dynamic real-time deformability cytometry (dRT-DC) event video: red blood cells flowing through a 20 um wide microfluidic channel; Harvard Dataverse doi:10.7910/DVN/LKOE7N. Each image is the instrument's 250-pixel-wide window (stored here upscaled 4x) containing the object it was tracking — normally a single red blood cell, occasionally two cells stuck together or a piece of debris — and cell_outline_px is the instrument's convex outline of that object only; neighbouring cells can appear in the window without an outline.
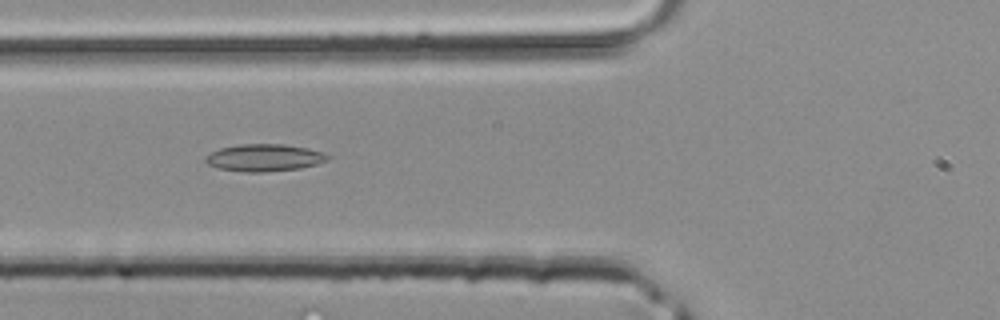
{"species": "common noctule bat (a hibernating species)", "species_latin": "Nyctalus noctula", "temperature_condition": "room temperature", "stored_images_in_passage": 41, "camera_frame_rate_fps": 3000, "um_per_image_px": 0.085, "animal": {"sex": "male", "body_mass_g": 20.4}, "frame": {"image": 1, "passage_image": 15, "time_ms": 4.667, "image_size_px": [1000, 320], "cell_outline_px": [[332, 156], [328, 160], [316, 164], [300, 168], [264, 172], [244, 172], [216, 168], [208, 164], [204, 160], [212, 152], [220, 148], [240, 144], [284, 144], [308, 148]], "centroid_in_image_um": [22.47, 13.41], "position_along_channel_um": 103.3, "area_um2": 19.31}}
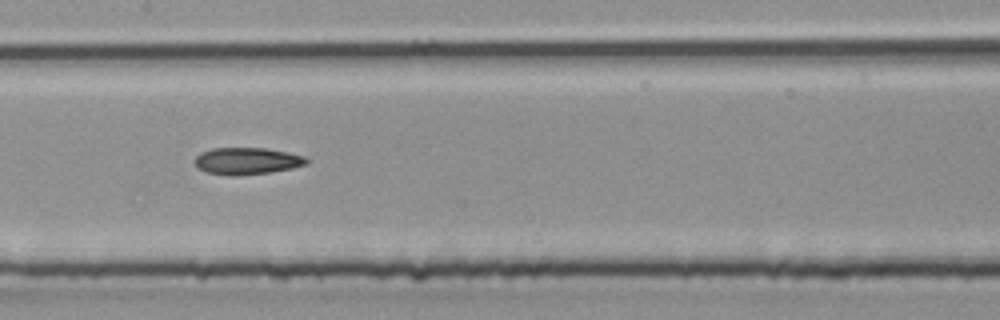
{"frame": {"image": 2, "passage_image": 20, "time_ms": 6.333, "image_size_px": [1000, 320], "cell_outline_px": [[308, 164], [292, 168], [268, 172], [236, 176], [228, 176], [204, 172], [196, 168], [196, 156], [200, 152], [212, 148], [264, 148], [288, 152], [304, 156], [308, 160]], "centroid_in_image_um": [20.96, 13.69], "position_along_channel_um": 186.4, "area_um2": 17.63}}
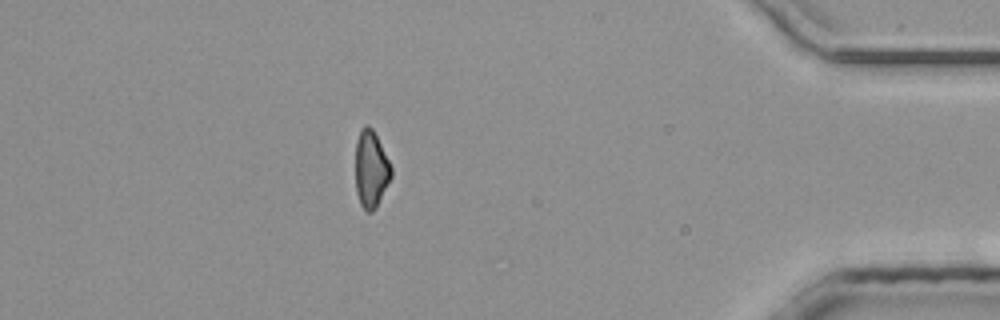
{"frame": {"image": 3, "passage_image": 36, "time_ms": 11.667, "image_size_px": [1000, 320], "cell_outline_px": [[392, 176], [376, 208], [372, 212], [364, 212], [360, 204], [356, 192], [356, 140], [360, 128], [364, 124], [368, 124], [372, 128], [392, 168]], "centroid_in_image_um": [31.52, 14.39], "position_along_channel_um": 403.7, "area_um2": 16.13}}